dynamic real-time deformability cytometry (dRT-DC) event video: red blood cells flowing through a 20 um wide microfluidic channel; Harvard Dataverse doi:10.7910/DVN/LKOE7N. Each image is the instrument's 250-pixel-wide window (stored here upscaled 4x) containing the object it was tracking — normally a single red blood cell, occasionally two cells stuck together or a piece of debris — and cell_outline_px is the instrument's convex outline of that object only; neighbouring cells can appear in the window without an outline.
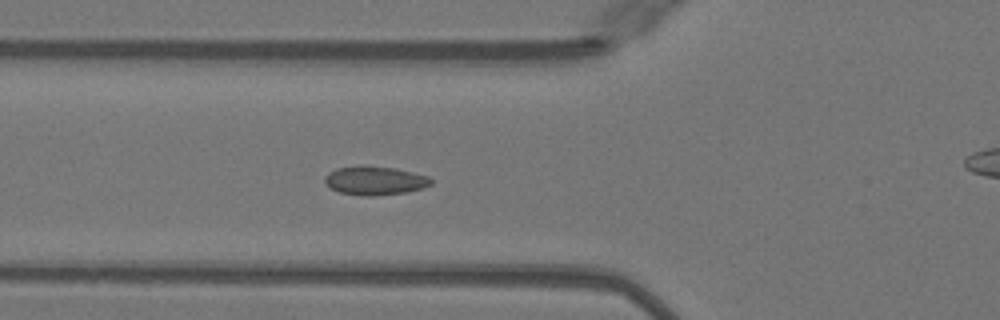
{"species": "Egyptian fruit bat (a non-hibernating species)", "species_latin": "Rousettus aegyptiacus", "temperature_condition": "warm", "stored_images_in_passage": 40, "camera_frame_rate_fps": 3000, "um_per_image_px": 0.085, "animal": {"sex": "female"}, "frame": {"image": 1, "passage_image": 7, "time_ms": 2.0, "image_size_px": [1000, 320], "cell_outline_px": [[432, 184], [420, 188], [404, 192], [372, 196], [368, 196], [340, 192], [332, 188], [324, 180], [324, 176], [328, 172], [336, 168], [364, 164], [392, 168], [412, 172], [428, 176], [432, 180]], "centroid_in_image_um": [31.83, 15.32], "position_along_channel_um": 94.0, "area_um2": 17.63}}
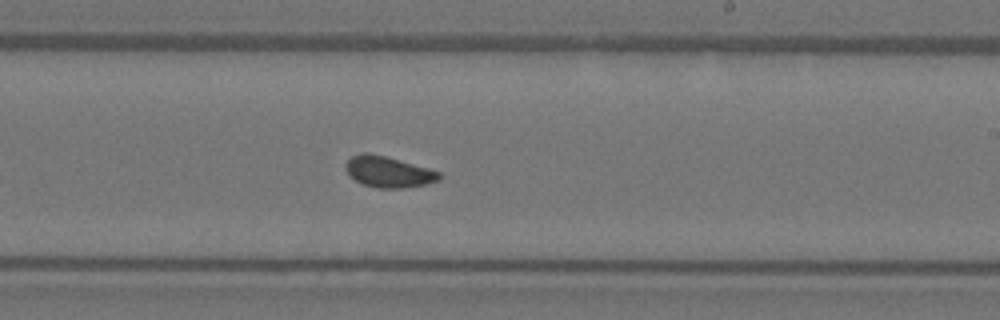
{"frame": {"image": 2, "passage_image": 19, "time_ms": 6.0, "image_size_px": [1000, 320], "cell_outline_px": [[444, 176], [440, 180], [424, 184], [404, 188], [376, 188], [364, 184], [348, 176], [344, 168], [344, 164], [352, 156], [360, 152], [368, 152], [400, 160], [428, 168], [440, 172]], "centroid_in_image_um": [32.99, 14.6], "position_along_channel_um": 256.0, "area_um2": 17.05}}
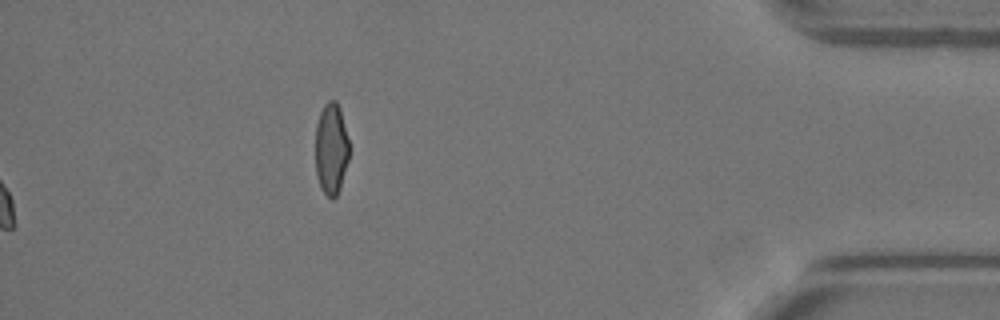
{"frame": {"image": 3, "passage_image": 40, "time_ms": 13.0, "image_size_px": [1000, 320], "cell_outline_px": [[348, 160], [340, 188], [336, 196], [332, 200], [324, 192], [316, 176], [316, 124], [320, 112], [324, 104], [328, 100], [336, 100], [340, 108], [348, 140]], "centroid_in_image_um": [28.14, 12.63], "position_along_channel_um": 407.1, "area_um2": 17.86}, "authors_computed_cell_mechanics": {"area_um2": 16.7909, "velocity_mm_per_s": 4.0516, "shape_relaxation_time_tau1_ms": 9.3914, "shape_relaxation_time_tau2_ms": null, "deformation_change_tau1": 0.1299, "deformation_change_tau2": null}}